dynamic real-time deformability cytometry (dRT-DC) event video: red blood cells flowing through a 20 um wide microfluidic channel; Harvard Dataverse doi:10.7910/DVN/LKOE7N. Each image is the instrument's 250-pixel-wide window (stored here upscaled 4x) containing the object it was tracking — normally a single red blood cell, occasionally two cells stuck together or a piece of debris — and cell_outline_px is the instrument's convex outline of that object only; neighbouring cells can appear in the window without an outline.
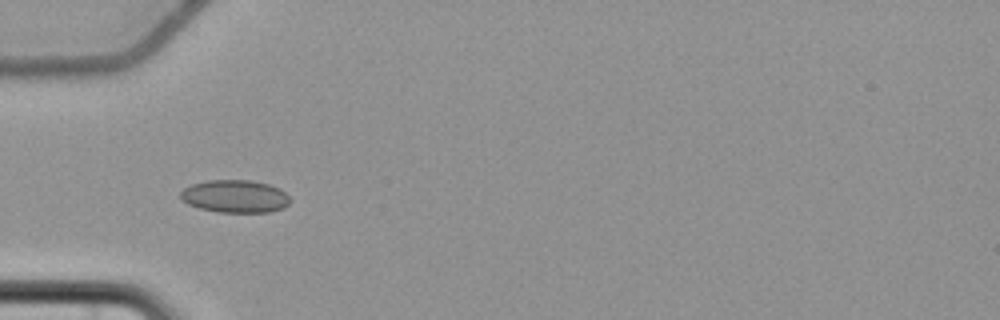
{"species": "common noctule bat (a hibernating species)", "species_latin": "Nyctalus noctula", "temperature_condition": "cold", "stored_images_in_passage": 6, "camera_frame_rate_fps": 3000, "um_per_image_px": 0.085, "animal": {"sex": "female", "body_mass_g": 22.7, "forearm_length_mm": 54.2}, "frame": {"image": 1, "passage_image": 5, "time_ms": 6.0, "image_size_px": [1000, 320], "cell_outline_px": [[292, 200], [284, 208], [268, 212], [216, 212], [200, 208], [188, 204], [180, 200], [180, 192], [184, 188], [192, 184], [208, 180], [252, 180], [268, 184], [280, 188]], "centroid_in_image_um": [19.97, 16.69], "position_along_channel_um": 65.0, "area_um2": 21.04}}
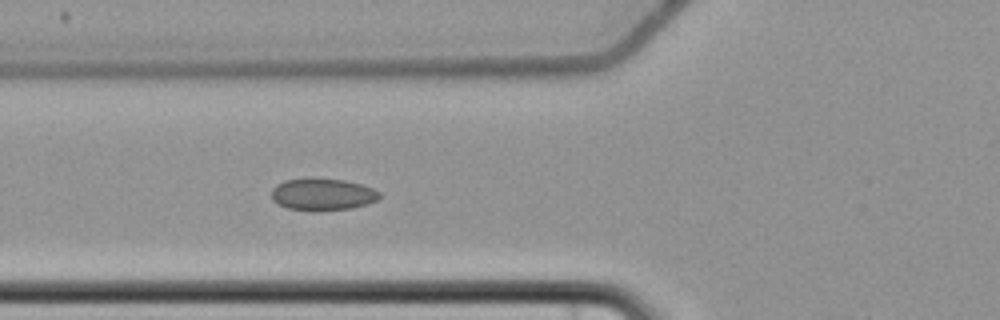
{"frame": {"image": 2, "passage_image": 6, "time_ms": 7.0, "image_size_px": [1000, 320], "cell_outline_px": [[380, 196], [376, 200], [368, 204], [352, 208], [288, 208], [272, 200], [272, 188], [276, 184], [284, 180], [312, 176], [344, 180], [360, 184], [372, 188], [380, 192]], "centroid_in_image_um": [27.41, 16.44], "position_along_channel_um": 98.4, "area_um2": 19.77}}